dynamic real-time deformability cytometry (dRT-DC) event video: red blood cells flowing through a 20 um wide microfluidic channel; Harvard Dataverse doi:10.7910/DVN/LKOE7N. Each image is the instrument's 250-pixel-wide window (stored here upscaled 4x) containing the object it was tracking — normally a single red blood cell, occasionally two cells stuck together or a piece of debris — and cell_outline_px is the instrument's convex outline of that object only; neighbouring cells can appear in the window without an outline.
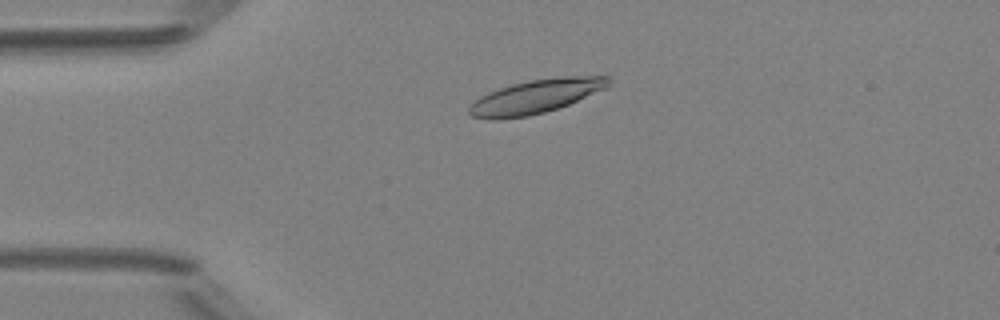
{"species": "Egyptian fruit bat (a non-hibernating species)", "species_latin": "Rousettus aegyptiacus", "temperature_condition": "room temperature", "stored_images_in_passage": 39, "camera_frame_rate_fps": 3000, "um_per_image_px": 0.085, "animal": {"sex": "female"}, "frame": {"image": 1, "passage_image": 1, "time_ms": 0.0, "image_size_px": [1000, 320], "cell_outline_px": [[612, 80], [608, 88], [568, 104], [544, 112], [528, 116], [500, 120], [492, 120], [472, 116], [468, 112], [468, 108], [480, 96], [488, 92], [512, 84], [528, 80], [560, 76], [608, 76]], "centroid_in_image_um": [45.56, 8.19], "position_along_channel_um": 39.4, "area_um2": 27.57}}
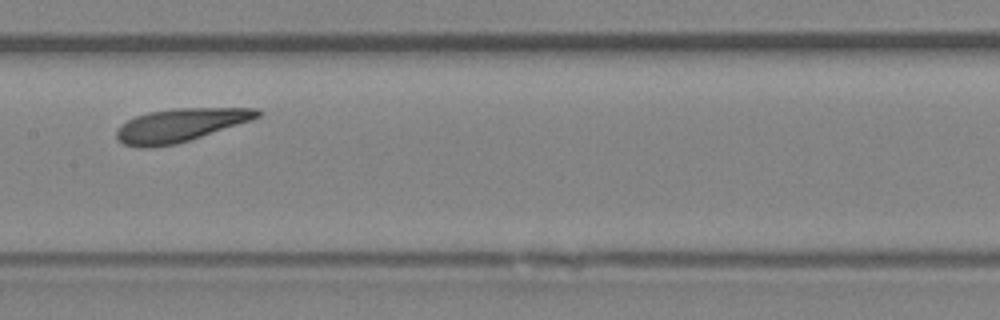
{"frame": {"image": 2, "passage_image": 15, "time_ms": 4.667, "image_size_px": [1000, 320], "cell_outline_px": [[264, 112], [260, 116], [252, 120], [176, 144], [152, 148], [136, 148], [124, 144], [116, 140], [116, 132], [120, 124], [136, 116], [148, 112], [176, 108], [260, 108]], "centroid_in_image_um": [15.3, 10.64], "position_along_channel_um": 192.1, "area_um2": 27.46}}
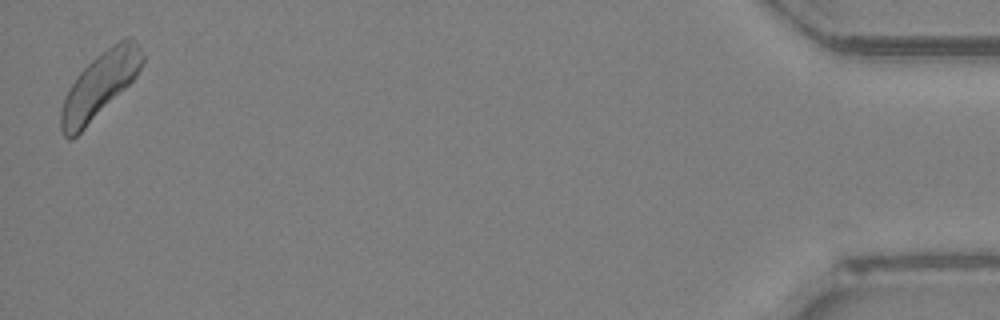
{"frame": {"image": 3, "passage_image": 39, "time_ms": 12.667, "image_size_px": [1000, 320], "cell_outline_px": [[144, 60], [136, 76], [72, 140], [68, 140], [64, 136], [60, 128], [60, 108], [64, 96], [68, 88], [76, 76], [96, 56], [112, 44], [124, 36], [132, 36], [140, 48], [144, 56]], "centroid_in_image_um": [8.44, 7.21], "position_along_channel_um": 426.8, "area_um2": 30.58}, "authors_computed_cell_mechanics": {"area_um2": 27.5128, "velocity_mm_per_s": 4.0309, "shape_relaxation_time_tau1_ms": 2.0879, "shape_relaxation_time_tau2_ms": 3.6564, "deformation_change_tau1": 0.0678, "deformation_change_tau2": 0.1485}}